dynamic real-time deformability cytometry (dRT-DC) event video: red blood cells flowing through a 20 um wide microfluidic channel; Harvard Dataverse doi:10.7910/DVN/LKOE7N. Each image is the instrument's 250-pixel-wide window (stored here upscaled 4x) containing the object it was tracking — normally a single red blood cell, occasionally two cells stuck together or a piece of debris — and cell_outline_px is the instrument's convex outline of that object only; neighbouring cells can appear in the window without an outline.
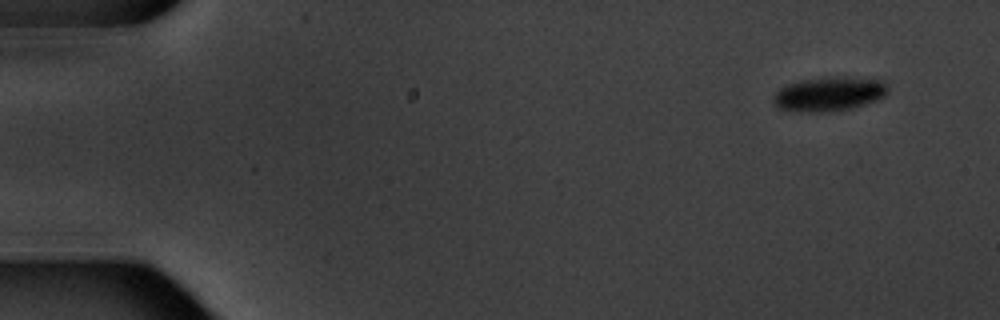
{"species": "common noctule bat (a hibernating species)", "species_latin": "Nyctalus noctula", "temperature_condition": "warm", "stored_images_in_passage": 8, "camera_frame_rate_fps": 3000, "um_per_image_px": 0.085, "animal": {"sex": "male", "body_mass_g": 20.1, "forearm_length_mm": 53.5}, "frame": {"image": 1, "passage_image": 2, "time_ms": 1.0, "image_size_px": [1000, 320], "cell_outline_px": [[888, 92], [880, 100], [852, 108], [824, 112], [796, 112], [780, 108], [772, 100], [772, 96], [780, 88], [788, 84], [800, 80], [844, 76], [880, 80], [888, 88]], "centroid_in_image_um": [70.47, 8.0], "position_along_channel_um": 14.5, "area_um2": 22.89}}
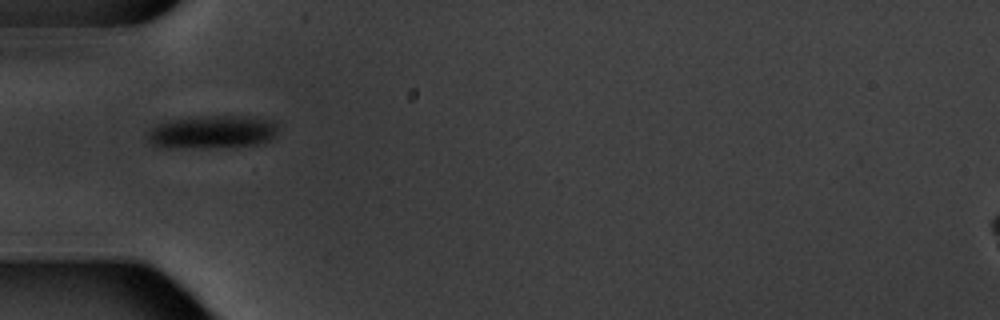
{"frame": {"image": 2, "passage_image": 6, "time_ms": 6.0, "image_size_px": [1000, 320], "cell_outline_px": [[276, 136], [264, 144], [224, 148], [160, 148], [152, 144], [144, 136], [156, 124], [168, 120], [196, 116], [244, 116], [272, 120], [276, 124]], "centroid_in_image_um": [18.01, 11.24], "position_along_channel_um": 67.0, "area_um2": 25.95}}